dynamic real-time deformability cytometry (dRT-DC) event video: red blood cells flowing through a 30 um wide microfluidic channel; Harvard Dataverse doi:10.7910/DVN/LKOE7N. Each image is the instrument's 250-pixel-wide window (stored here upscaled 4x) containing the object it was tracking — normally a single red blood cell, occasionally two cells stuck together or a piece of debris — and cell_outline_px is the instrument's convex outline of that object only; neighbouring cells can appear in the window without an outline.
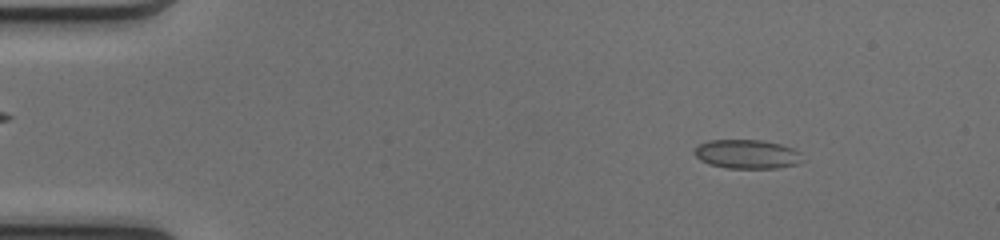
{"species": "common noctule bat (a hibernating species)", "species_latin": "Nyctalus noctula", "temperature_condition": "cold", "stored_images_in_passage": 50, "camera_frame_rate_fps": 3000, "um_per_image_px": 0.085, "animal": {"sex": "female", "body_mass_g": 17.0, "forearm_length_mm": 48.0}, "frame": {"image": 1, "passage_image": 6, "time_ms": 1.667, "image_size_px": [1000, 240], "cell_outline_px": [[804, 160], [800, 164], [776, 168], [724, 168], [708, 164], [700, 160], [692, 152], [696, 144], [708, 140], [764, 140], [780, 144], [792, 148], [800, 152]], "centroid_in_image_um": [63.47, 13.1], "position_along_channel_um": 21.5, "area_um2": 18.67}}
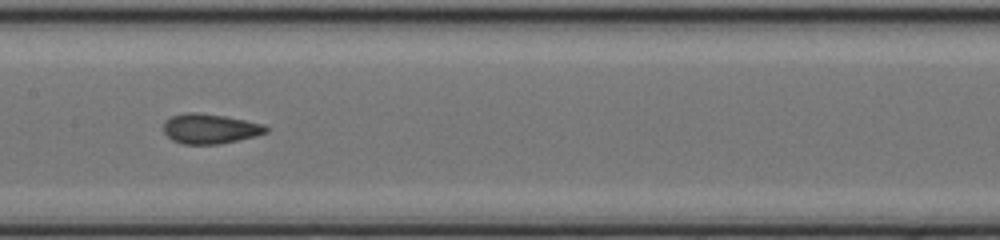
{"frame": {"image": 2, "passage_image": 25, "time_ms": 8.0, "image_size_px": [1000, 240], "cell_outline_px": [[268, 132], [256, 136], [220, 144], [184, 144], [172, 140], [164, 132], [164, 120], [172, 116], [188, 112], [196, 112], [224, 116], [264, 124], [268, 128]], "centroid_in_image_um": [17.85, 10.94], "position_along_channel_um": 189.5, "area_um2": 17.8}}
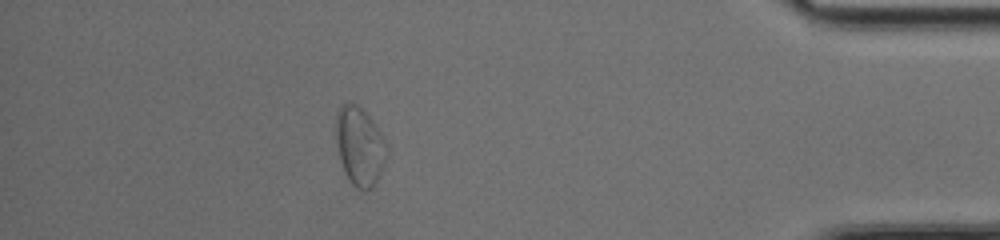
{"frame": {"image": 3, "passage_image": 44, "time_ms": 14.333, "image_size_px": [1000, 240], "cell_outline_px": [[388, 156], [380, 176], [372, 188], [356, 188], [348, 180], [340, 164], [336, 144], [336, 112], [348, 100], [356, 104], [372, 120], [388, 144]], "centroid_in_image_um": [30.58, 12.44], "position_along_channel_um": 404.6, "area_um2": 23.58}, "authors_computed_cell_mechanics": {"area_um2": 18.0047, "velocity_mm_per_s": 4.1138, "shape_relaxation_time_tau1_ms": 10.4877, "shape_relaxation_time_tau2_ms": 1.0205, "deformation_change_tau1": 0.1777, "deformation_change_tau2": 0.0698}}